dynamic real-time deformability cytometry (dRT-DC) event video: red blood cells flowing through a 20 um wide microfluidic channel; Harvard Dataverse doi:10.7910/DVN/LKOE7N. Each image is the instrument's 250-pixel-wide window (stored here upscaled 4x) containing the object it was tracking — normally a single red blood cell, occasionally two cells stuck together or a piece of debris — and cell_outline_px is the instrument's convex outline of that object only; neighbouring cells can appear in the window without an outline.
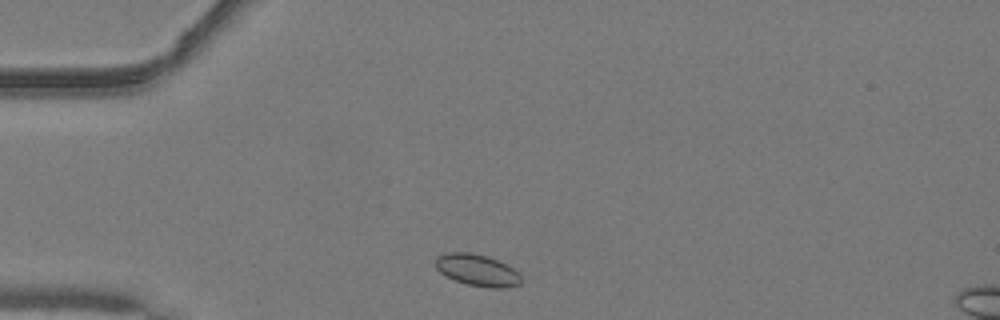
{"species": "common noctule bat (a hibernating species)", "species_latin": "Nyctalus noctula", "temperature_condition": "warm", "stored_images_in_passage": 40, "camera_frame_rate_fps": 3000, "um_per_image_px": 0.085, "animal": {"sex": "male", "body_mass_g": 19.2, "forearm_length_mm": 51.8}, "frame": {"image": 1, "passage_image": 2, "time_ms": 0.333, "image_size_px": [1000, 320], "cell_outline_px": [[520, 284], [504, 288], [488, 288], [468, 284], [456, 280], [440, 272], [436, 268], [436, 256], [448, 252], [468, 252], [488, 256], [508, 264], [520, 276]], "centroid_in_image_um": [40.57, 22.95], "position_along_channel_um": 44.4, "area_um2": 15.72}}
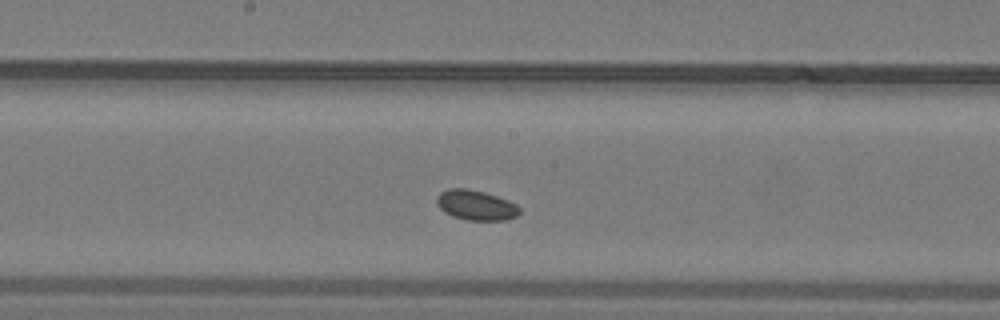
{"frame": {"image": 2, "passage_image": 16, "time_ms": 5.0, "image_size_px": [1000, 320], "cell_outline_px": [[520, 212], [516, 216], [504, 220], [468, 220], [452, 216], [444, 212], [436, 204], [436, 200], [440, 192], [448, 188], [468, 188], [484, 192], [508, 200], [516, 204], [520, 208]], "centroid_in_image_um": [40.43, 17.43], "position_along_channel_um": 207.8, "area_um2": 14.51}}
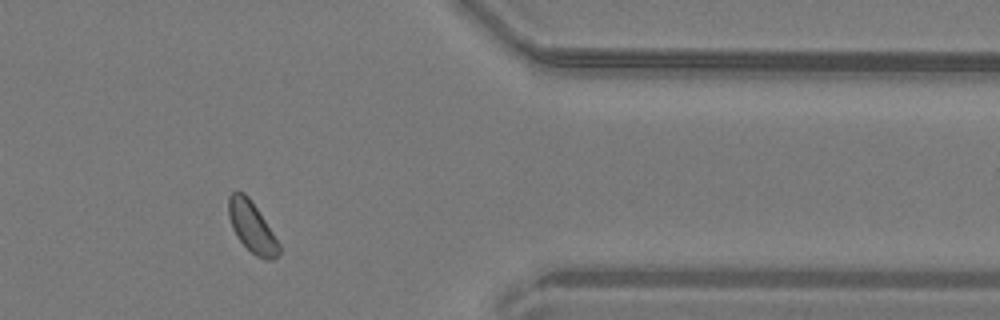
{"frame": {"image": 3, "passage_image": 31, "time_ms": 10.0, "image_size_px": [1000, 320], "cell_outline_px": [[280, 252], [272, 260], [268, 260], [256, 256], [236, 236], [232, 228], [228, 216], [228, 196], [236, 188], [244, 192], [248, 196], [280, 244]], "centroid_in_image_um": [21.37, 19.25], "position_along_channel_um": 390.0, "area_um2": 14.8}}